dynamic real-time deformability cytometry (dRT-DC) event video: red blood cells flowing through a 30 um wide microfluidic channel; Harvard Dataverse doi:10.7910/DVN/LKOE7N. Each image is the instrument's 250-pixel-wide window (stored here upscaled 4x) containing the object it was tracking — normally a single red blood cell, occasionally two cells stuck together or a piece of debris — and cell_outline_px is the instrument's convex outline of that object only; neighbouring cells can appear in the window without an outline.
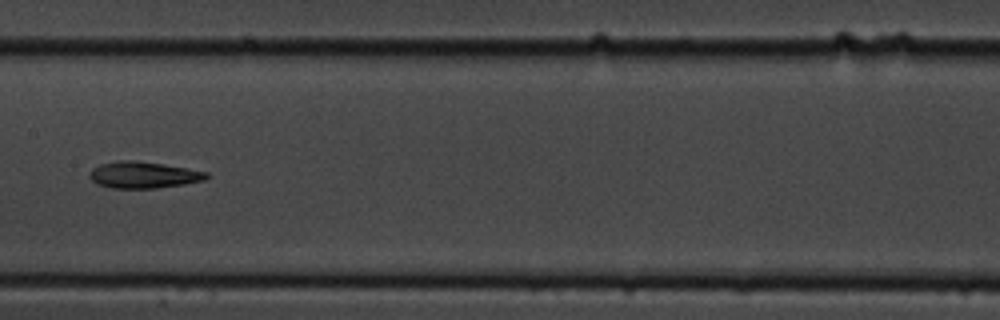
{"species": "common noctule bat (a hibernating species)", "species_latin": "Nyctalus noctula", "temperature_condition": "cold", "stored_images_in_passage": 13, "camera_frame_rate_fps": 3000, "um_per_image_px": 0.085, "animal": {"sex": "male", "body_mass_g": 19.5, "forearm_length_mm": 54.6}, "frame": {"image": 1, "passage_image": 8, "time_ms": 9.0, "image_size_px": [1000, 320], "cell_outline_px": [[208, 176], [204, 180], [184, 184], [156, 188], [112, 188], [96, 184], [88, 176], [88, 172], [92, 168], [100, 164], [116, 160], [128, 160], [164, 164], [208, 172]], "centroid_in_image_um": [12.14, 14.86], "position_along_channel_um": 195.3, "area_um2": 18.09}}
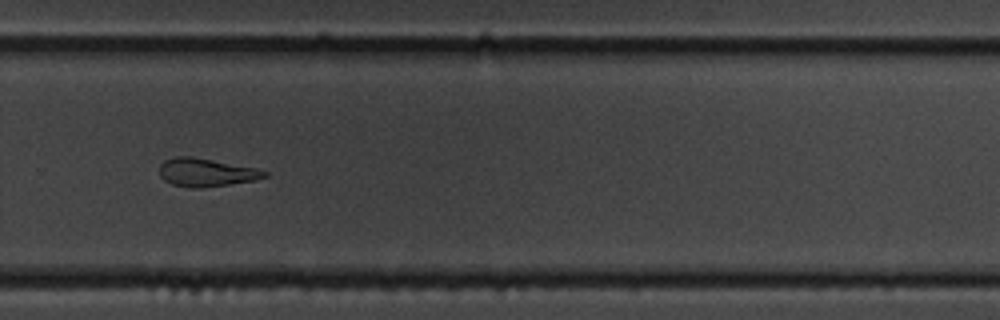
{"frame": {"image": 2, "passage_image": 11, "time_ms": 12.333, "image_size_px": [1000, 320], "cell_outline_px": [[268, 176], [256, 180], [200, 188], [188, 188], [172, 184], [164, 180], [160, 176], [160, 164], [164, 160], [176, 156], [192, 156], [256, 168], [268, 172]], "centroid_in_image_um": [17.51, 14.65], "position_along_channel_um": 312.3, "area_um2": 17.28}}
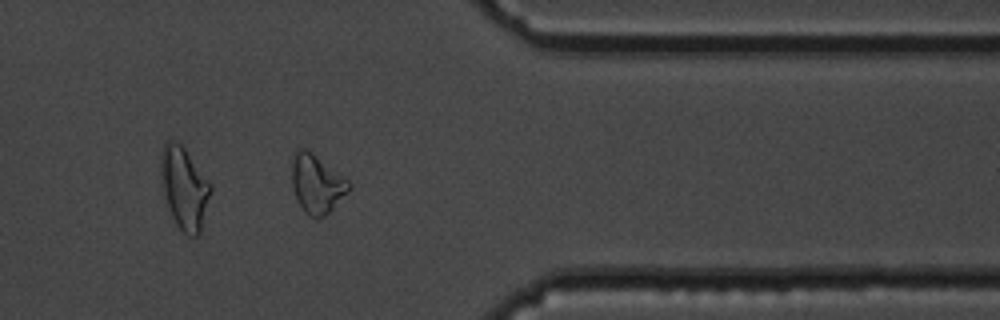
{"frame": {"image": 3, "passage_image": 13, "time_ms": 14.667, "image_size_px": [1000, 320], "cell_outline_px": [[352, 188], [324, 216], [316, 220], [308, 216], [304, 212], [296, 200], [292, 184], [292, 160], [296, 152], [300, 148], [304, 148], [312, 152], [348, 180], [352, 184]], "centroid_in_image_um": [26.92, 15.66], "position_along_channel_um": 384.5, "area_um2": 19.48}, "authors_computed_cell_mechanics": {"area_um2": 18.0914, "velocity_mm_per_s": 3.5464, "shape_relaxation_time_tau1_ms": 5.0992, "shape_relaxation_time_tau2_ms": 7.514, "deformation_change_tau1": 0.1891, "deformation_change_tau2": 0.1909}}